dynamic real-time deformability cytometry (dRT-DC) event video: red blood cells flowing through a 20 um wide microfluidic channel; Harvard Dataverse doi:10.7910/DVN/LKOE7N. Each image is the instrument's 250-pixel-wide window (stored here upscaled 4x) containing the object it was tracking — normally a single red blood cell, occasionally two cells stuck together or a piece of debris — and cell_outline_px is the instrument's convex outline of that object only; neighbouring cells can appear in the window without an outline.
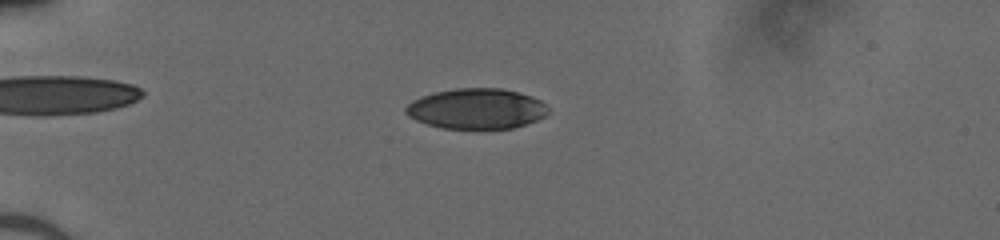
{"species": "human", "species_latin": "Homo sapiens", "temperature_condition": "cold", "stored_images_in_passage": 45, "camera_frame_rate_fps": 3000, "um_per_image_px": 0.085, "donor": {"sex": "male"}, "frame": {"image": 1, "passage_image": 13, "time_ms": 4.0, "image_size_px": [1000, 240], "cell_outline_px": [[548, 112], [544, 116], [536, 120], [512, 128], [444, 128], [428, 124], [416, 120], [408, 116], [404, 112], [404, 108], [412, 100], [420, 96], [436, 92], [456, 88], [500, 88], [532, 96], [540, 100], [548, 108]], "centroid_in_image_um": [40.47, 9.23], "position_along_channel_um": 44.5, "area_um2": 33.29}}
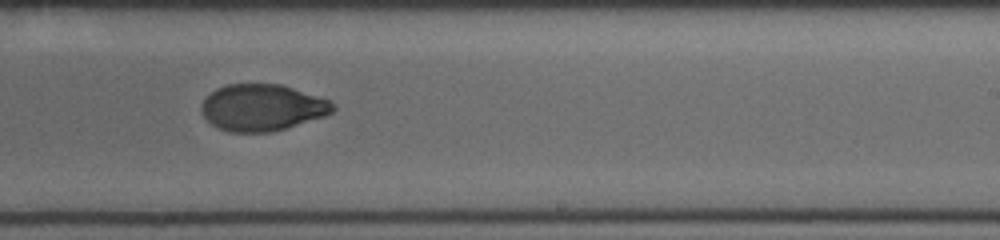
{"frame": {"image": 2, "passage_image": 29, "time_ms": 9.333, "image_size_px": [1000, 240], "cell_outline_px": [[336, 108], [332, 112], [324, 116], [272, 132], [228, 132], [212, 124], [204, 116], [200, 108], [200, 104], [216, 88], [228, 84], [280, 84], [328, 100]], "centroid_in_image_um": [22.25, 9.14], "position_along_channel_um": 266.7, "area_um2": 35.26}}
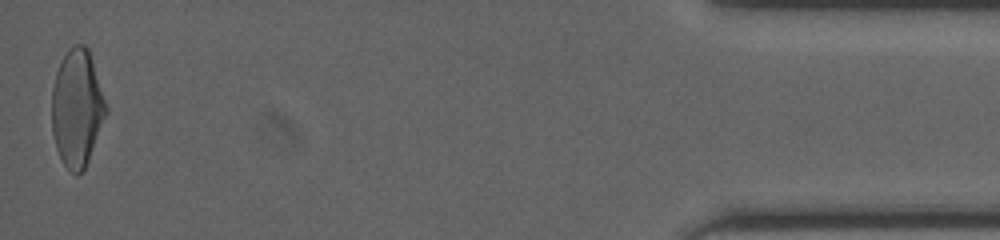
{"frame": {"image": 3, "passage_image": 45, "time_ms": 14.667, "image_size_px": [1000, 240], "cell_outline_px": [[108, 112], [88, 160], [84, 168], [76, 176], [64, 164], [56, 148], [52, 132], [52, 88], [56, 72], [68, 48], [72, 44], [84, 44], [88, 48], [108, 108]], "centroid_in_image_um": [6.55, 9.17], "position_along_channel_um": 428.7, "area_um2": 36.88}}